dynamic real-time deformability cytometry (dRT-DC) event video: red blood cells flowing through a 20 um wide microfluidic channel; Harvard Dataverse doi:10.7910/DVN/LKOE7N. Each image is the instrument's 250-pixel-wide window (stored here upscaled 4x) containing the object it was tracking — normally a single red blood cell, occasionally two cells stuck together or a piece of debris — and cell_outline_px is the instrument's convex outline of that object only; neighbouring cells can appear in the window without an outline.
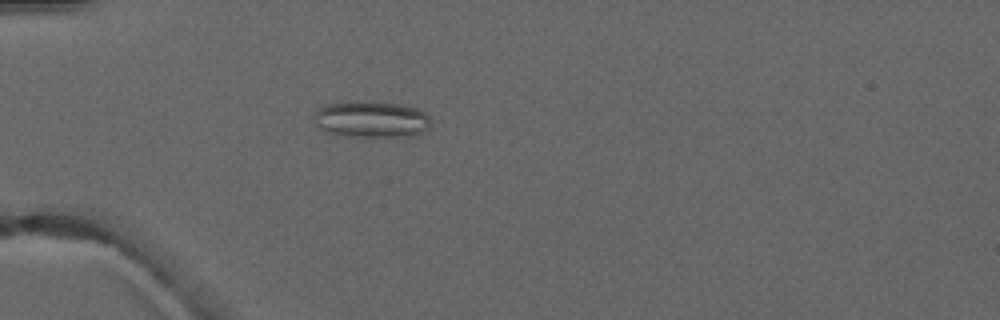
{"species": "common noctule bat (a hibernating species)", "species_latin": "Nyctalus noctula", "temperature_condition": "warm", "stored_images_in_passage": 5, "camera_frame_rate_fps": 3000, "um_per_image_px": 0.085, "animal": {"sex": "male", "forearm_length_mm": 52.5}, "frame": {"image": 1, "passage_image": 5, "time_ms": 4.667, "image_size_px": [1000, 320], "cell_outline_px": [[432, 120], [428, 128], [412, 136], [340, 136], [328, 132], [316, 124], [312, 120], [316, 112], [324, 104], [344, 100], [364, 100], [400, 104], [416, 108], [424, 112]], "centroid_in_image_um": [31.52, 10.11], "position_along_channel_um": 53.5, "area_um2": 25.2}}